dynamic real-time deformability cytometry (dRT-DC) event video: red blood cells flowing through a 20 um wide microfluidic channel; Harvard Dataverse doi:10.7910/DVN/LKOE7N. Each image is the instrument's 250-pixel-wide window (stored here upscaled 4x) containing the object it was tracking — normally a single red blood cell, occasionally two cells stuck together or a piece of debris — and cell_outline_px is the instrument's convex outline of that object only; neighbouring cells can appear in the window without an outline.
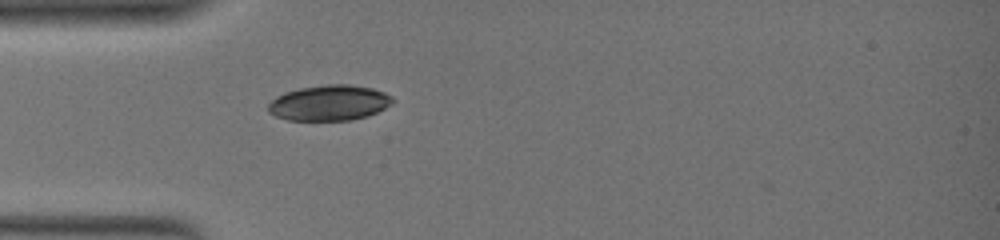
{"species": "common noctule bat (a hibernating species)", "species_latin": "Nyctalus noctula", "temperature_condition": "warm", "stored_images_in_passage": 28, "camera_frame_rate_fps": 3000, "um_per_image_px": 0.085, "animal": {"sex": "female", "body_mass_g": 19.0, "forearm_length_mm": 51.5}, "frame": {"image": 1, "passage_image": 2, "time_ms": 0.333, "image_size_px": [1000, 240], "cell_outline_px": [[396, 100], [392, 104], [368, 116], [352, 120], [288, 120], [276, 116], [268, 112], [268, 104], [276, 96], [284, 92], [300, 88], [328, 84], [352, 84], [372, 88], [384, 92], [392, 96]], "centroid_in_image_um": [28.01, 8.74], "position_along_channel_um": 57.0, "area_um2": 25.89}}
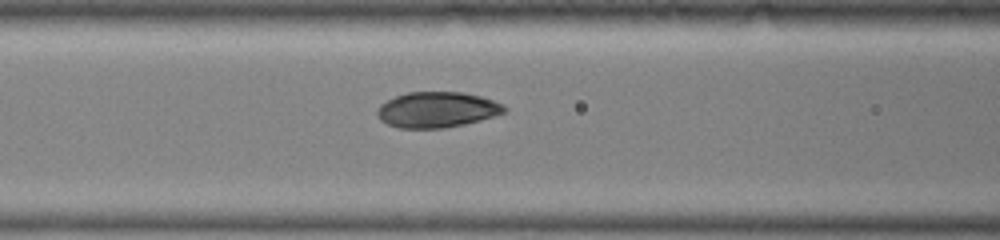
{"frame": {"image": 2, "passage_image": 11, "time_ms": 3.0, "image_size_px": [1000, 240], "cell_outline_px": [[508, 108], [504, 112], [496, 116], [464, 124], [444, 128], [400, 128], [388, 124], [380, 120], [376, 116], [376, 108], [380, 104], [396, 96], [408, 92], [464, 92], [480, 96], [504, 104]], "centroid_in_image_um": [37.14, 9.32], "position_along_channel_um": 129.5, "area_um2": 26.53}}
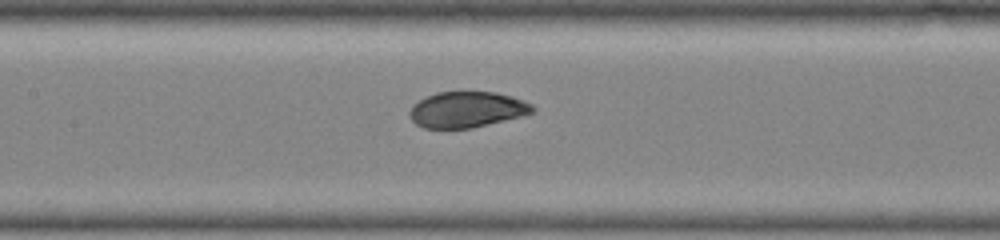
{"frame": {"image": 3, "passage_image": 21, "time_ms": 4.333, "image_size_px": [1000, 240], "cell_outline_px": [[536, 112], [472, 128], [424, 128], [416, 124], [412, 120], [408, 112], [412, 104], [436, 92], [496, 92], [512, 96], [524, 100], [532, 104], [536, 108]], "centroid_in_image_um": [39.7, 9.31], "position_along_channel_um": 167.7, "area_um2": 25.72}}